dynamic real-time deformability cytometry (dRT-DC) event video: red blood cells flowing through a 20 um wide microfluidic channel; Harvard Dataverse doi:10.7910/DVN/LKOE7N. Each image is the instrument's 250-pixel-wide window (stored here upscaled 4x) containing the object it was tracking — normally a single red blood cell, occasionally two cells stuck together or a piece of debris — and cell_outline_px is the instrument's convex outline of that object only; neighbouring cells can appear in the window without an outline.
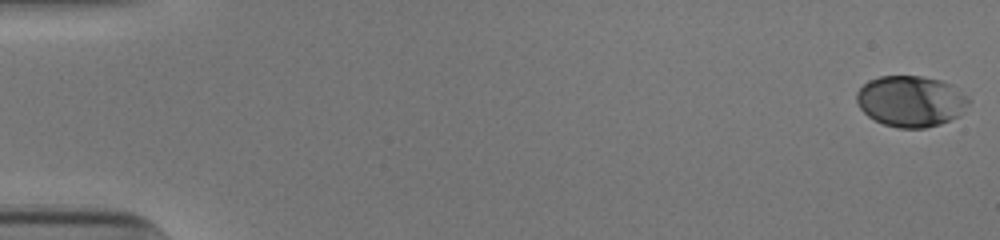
{"species": "human", "species_latin": "Homo sapiens", "temperature_condition": "cold", "stored_images_in_passage": 53, "camera_frame_rate_fps": 3000, "um_per_image_px": 0.085, "donor": {"sex": "male"}, "frame": {"image": 1, "passage_image": 1, "time_ms": 0.0, "image_size_px": [1000, 240], "cell_outline_px": [[972, 100], [960, 116], [940, 124], [924, 128], [900, 128], [884, 124], [868, 116], [860, 108], [856, 100], [856, 92], [868, 80], [880, 76], [924, 76], [940, 80], [952, 84], [968, 96]], "centroid_in_image_um": [77.46, 8.59], "position_along_channel_um": 7.5, "area_um2": 33.64}}
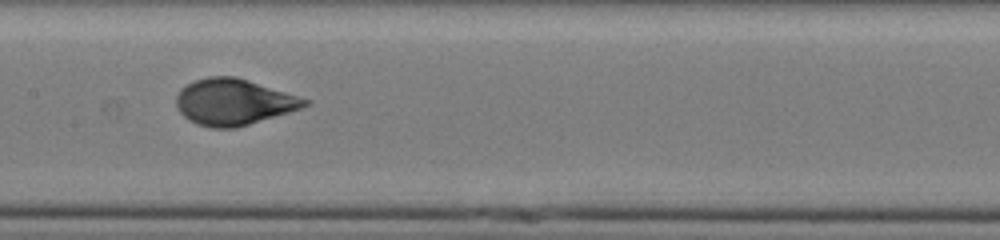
{"frame": {"image": 2, "passage_image": 28, "time_ms": 9.0, "image_size_px": [1000, 240], "cell_outline_px": [[312, 104], [288, 112], [236, 128], [212, 128], [196, 124], [188, 120], [176, 108], [176, 96], [180, 88], [196, 80], [208, 76], [236, 76], [312, 100]], "centroid_in_image_um": [19.85, 8.66], "position_along_channel_um": 187.5, "area_um2": 34.68}}
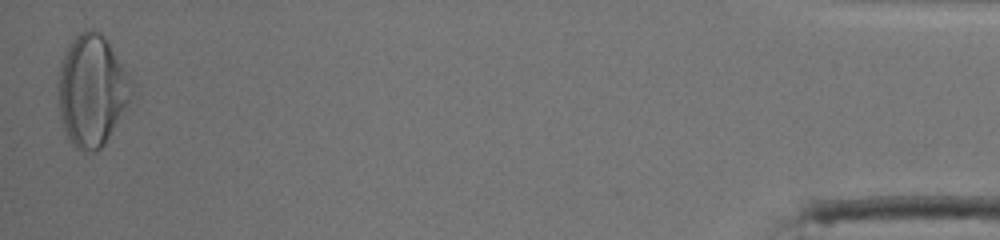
{"frame": {"image": 3, "passage_image": 53, "time_ms": 17.333, "image_size_px": [1000, 240], "cell_outline_px": [[132, 108], [104, 144], [96, 152], [80, 152], [76, 148], [68, 136], [64, 128], [60, 116], [56, 80], [68, 44], [80, 32], [88, 28], [92, 28], [100, 32], [104, 36], [128, 72], [132, 84]], "centroid_in_image_um": [7.85, 7.73], "position_along_channel_um": 427.3, "area_um2": 48.78}, "authors_computed_cell_mechanics": {"area_um2": 34.1598, "velocity_mm_per_s": 3.8991, "shape_relaxation_time_tau1_ms": 4.3767, "shape_relaxation_time_tau2_ms": null, "deformation_change_tau1": 0.1859, "deformation_change_tau2": null}}